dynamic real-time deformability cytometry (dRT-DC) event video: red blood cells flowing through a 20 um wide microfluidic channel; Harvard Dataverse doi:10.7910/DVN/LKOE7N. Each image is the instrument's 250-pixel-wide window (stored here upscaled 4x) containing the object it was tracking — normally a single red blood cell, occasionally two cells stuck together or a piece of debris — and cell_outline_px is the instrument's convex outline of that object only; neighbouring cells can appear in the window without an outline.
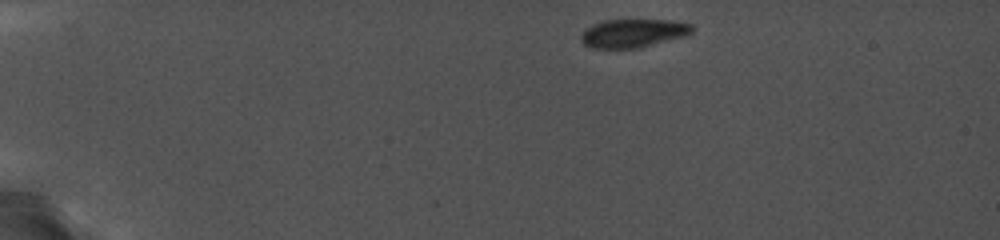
{"species": "common noctule bat (a hibernating species)", "species_latin": "Nyctalus noctula", "temperature_condition": "cold", "stored_images_in_passage": 6, "segment_of_instrument_passage": [1, 2], "camera_frame_rate_fps": 5000, "um_per_image_px": 0.085, "animal": {"sex": "female", "body_mass_g": 19.0, "forearm_length_mm": 56.7}, "frame": {"image": 1, "passage_image": 1, "time_ms": 0.0, "image_size_px": [1000, 240], "cell_outline_px": [[696, 28], [692, 32], [684, 36], [640, 48], [592, 48], [584, 44], [580, 40], [580, 36], [592, 24], [604, 20], [672, 20], [692, 24]], "centroid_in_image_um": [53.84, 2.82], "position_along_channel_um": 31.2, "area_um2": 18.44}}